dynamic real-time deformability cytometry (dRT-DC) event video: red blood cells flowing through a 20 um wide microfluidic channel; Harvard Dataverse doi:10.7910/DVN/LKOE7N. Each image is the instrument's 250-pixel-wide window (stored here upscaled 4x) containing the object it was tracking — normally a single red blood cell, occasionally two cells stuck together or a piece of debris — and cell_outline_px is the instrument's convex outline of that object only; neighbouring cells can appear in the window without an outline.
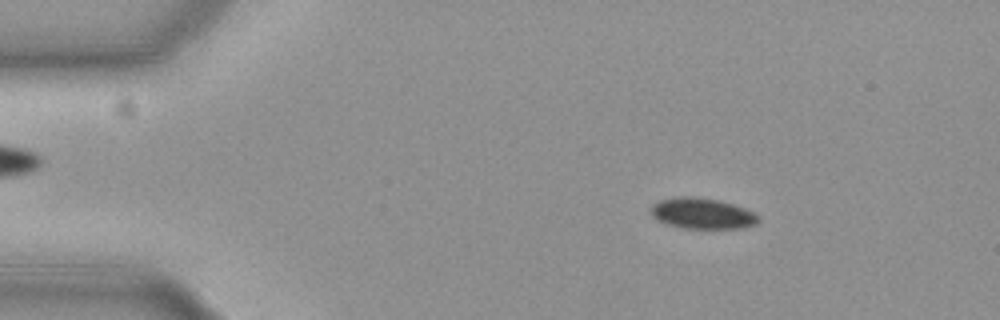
{"species": "common noctule bat (a hibernating species)", "species_latin": "Nyctalus noctula", "temperature_condition": "cold", "stored_images_in_passage": 57, "camera_frame_rate_fps": 3000, "um_per_image_px": 0.085, "animal": {"sex": "female", "body_mass_g": 19.3, "forearm_length_mm": 54.1}, "frame": {"image": 1, "passage_image": 9, "time_ms": 2.667, "image_size_px": [1000, 320], "cell_outline_px": [[760, 220], [756, 224], [744, 228], [684, 228], [668, 224], [656, 220], [652, 216], [652, 204], [660, 200], [680, 196], [692, 196], [716, 200], [732, 204], [744, 208], [760, 216]], "centroid_in_image_um": [59.7, 18.15], "position_along_channel_um": 25.3, "area_um2": 19.19}}
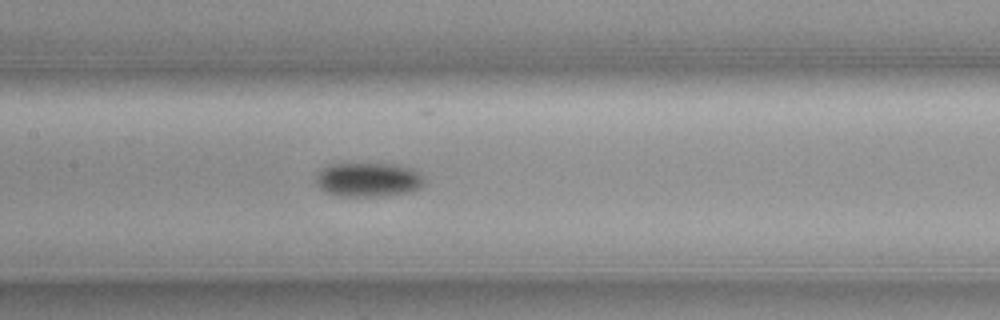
{"frame": {"image": 2, "passage_image": 27, "time_ms": 8.667, "image_size_px": [1000, 320], "cell_outline_px": [[424, 184], [420, 188], [412, 192], [388, 196], [332, 196], [324, 192], [316, 184], [316, 176], [320, 168], [328, 164], [392, 164], [412, 168], [424, 176]], "centroid_in_image_um": [31.29, 15.29], "position_along_channel_um": 176.1, "area_um2": 22.08}}
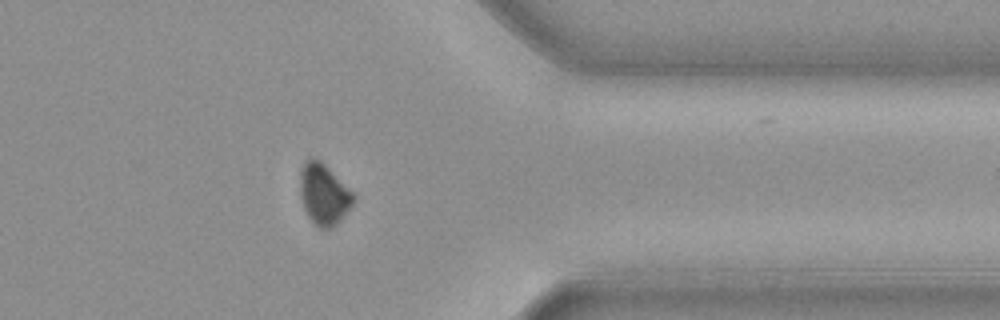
{"frame": {"image": 3, "passage_image": 45, "time_ms": 14.667, "image_size_px": [1000, 320], "cell_outline_px": [[356, 200], [344, 216], [336, 224], [328, 228], [320, 228], [308, 216], [304, 208], [300, 196], [300, 172], [304, 160], [312, 156], [320, 160], [356, 196]], "centroid_in_image_um": [27.51, 16.48], "position_along_channel_um": 383.9, "area_um2": 18.84}}